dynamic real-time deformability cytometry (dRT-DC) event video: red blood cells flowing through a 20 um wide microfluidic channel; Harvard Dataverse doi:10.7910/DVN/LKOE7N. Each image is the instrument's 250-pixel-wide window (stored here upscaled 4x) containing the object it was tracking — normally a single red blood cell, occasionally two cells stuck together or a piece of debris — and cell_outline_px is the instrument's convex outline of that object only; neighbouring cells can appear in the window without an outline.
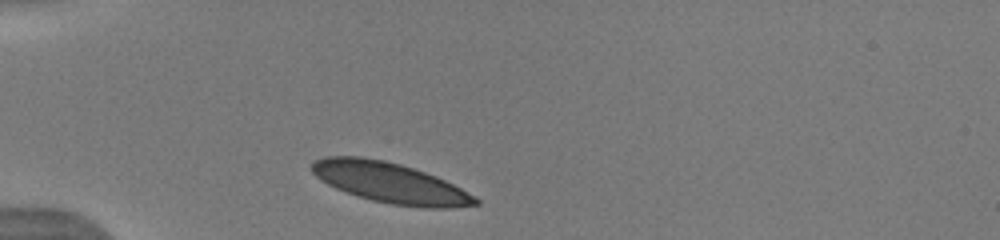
{"species": "human", "species_latin": "Homo sapiens", "temperature_condition": "warm", "stored_images_in_passage": 20, "camera_frame_rate_fps": 3000, "um_per_image_px": 0.085, "donor": {"sex": "male"}, "frame": {"image": 1, "passage_image": 1, "time_ms": 0.0, "image_size_px": [1000, 240], "cell_outline_px": [[480, 204], [452, 208], [424, 208], [392, 204], [372, 200], [344, 192], [320, 180], [308, 168], [316, 160], [324, 156], [360, 156], [384, 160], [400, 164], [436, 176], [476, 196], [480, 200]], "centroid_in_image_um": [33.14, 15.54], "position_along_channel_um": 51.9, "area_um2": 38.55}}
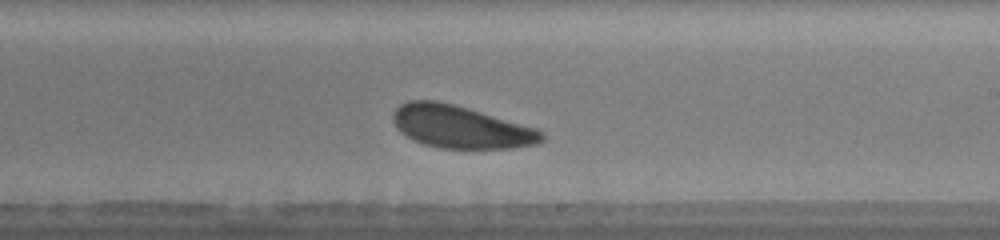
{"frame": {"image": 2, "passage_image": 15, "time_ms": 5.667, "image_size_px": [1000, 240], "cell_outline_px": [[544, 140], [536, 144], [512, 148], [440, 148], [424, 144], [412, 140], [400, 132], [396, 128], [392, 120], [392, 112], [400, 104], [408, 100], [436, 100], [452, 104], [536, 128], [544, 132]], "centroid_in_image_um": [39.11, 10.79], "position_along_channel_um": 249.9, "area_um2": 36.76}}